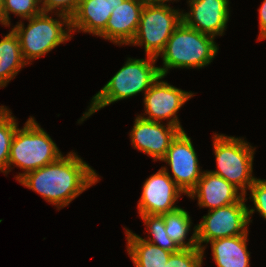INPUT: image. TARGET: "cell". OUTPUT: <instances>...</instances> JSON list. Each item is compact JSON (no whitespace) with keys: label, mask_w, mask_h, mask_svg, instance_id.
Returning <instances> with one entry per match:
<instances>
[{"label":"cell","mask_w":266,"mask_h":267,"mask_svg":"<svg viewBox=\"0 0 266 267\" xmlns=\"http://www.w3.org/2000/svg\"><path fill=\"white\" fill-rule=\"evenodd\" d=\"M80 0H40L42 12L57 13L71 17L77 10ZM42 4V5H41Z\"/></svg>","instance_id":"cell-26"},{"label":"cell","mask_w":266,"mask_h":267,"mask_svg":"<svg viewBox=\"0 0 266 267\" xmlns=\"http://www.w3.org/2000/svg\"><path fill=\"white\" fill-rule=\"evenodd\" d=\"M139 216L144 221L148 234L153 237L147 236V240L146 238L142 239L171 253H176L180 250V248L167 236L162 215L146 214Z\"/></svg>","instance_id":"cell-21"},{"label":"cell","mask_w":266,"mask_h":267,"mask_svg":"<svg viewBox=\"0 0 266 267\" xmlns=\"http://www.w3.org/2000/svg\"><path fill=\"white\" fill-rule=\"evenodd\" d=\"M124 0H96V2H105V3H122Z\"/></svg>","instance_id":"cell-29"},{"label":"cell","mask_w":266,"mask_h":267,"mask_svg":"<svg viewBox=\"0 0 266 267\" xmlns=\"http://www.w3.org/2000/svg\"><path fill=\"white\" fill-rule=\"evenodd\" d=\"M190 12L182 21L189 27L211 37L222 36L229 20V0H188Z\"/></svg>","instance_id":"cell-13"},{"label":"cell","mask_w":266,"mask_h":267,"mask_svg":"<svg viewBox=\"0 0 266 267\" xmlns=\"http://www.w3.org/2000/svg\"><path fill=\"white\" fill-rule=\"evenodd\" d=\"M163 221L165 223V231L167 236L180 248V249H190L199 247L196 236V226L193 228V234L187 239V235L190 231L192 220L188 212L179 207L178 209L162 214Z\"/></svg>","instance_id":"cell-20"},{"label":"cell","mask_w":266,"mask_h":267,"mask_svg":"<svg viewBox=\"0 0 266 267\" xmlns=\"http://www.w3.org/2000/svg\"><path fill=\"white\" fill-rule=\"evenodd\" d=\"M21 52L20 42L13 29L0 40V88L15 78L26 66Z\"/></svg>","instance_id":"cell-19"},{"label":"cell","mask_w":266,"mask_h":267,"mask_svg":"<svg viewBox=\"0 0 266 267\" xmlns=\"http://www.w3.org/2000/svg\"><path fill=\"white\" fill-rule=\"evenodd\" d=\"M125 229L127 253L135 267H164L171 252L149 243L139 235Z\"/></svg>","instance_id":"cell-18"},{"label":"cell","mask_w":266,"mask_h":267,"mask_svg":"<svg viewBox=\"0 0 266 267\" xmlns=\"http://www.w3.org/2000/svg\"><path fill=\"white\" fill-rule=\"evenodd\" d=\"M214 37L187 26L183 21L168 39L163 51L160 75L166 76L171 68H202L209 65L218 52Z\"/></svg>","instance_id":"cell-3"},{"label":"cell","mask_w":266,"mask_h":267,"mask_svg":"<svg viewBox=\"0 0 266 267\" xmlns=\"http://www.w3.org/2000/svg\"><path fill=\"white\" fill-rule=\"evenodd\" d=\"M16 121L9 109L5 108L0 113V171L6 175L11 142L18 128Z\"/></svg>","instance_id":"cell-22"},{"label":"cell","mask_w":266,"mask_h":267,"mask_svg":"<svg viewBox=\"0 0 266 267\" xmlns=\"http://www.w3.org/2000/svg\"><path fill=\"white\" fill-rule=\"evenodd\" d=\"M182 22V12L169 5H144L137 32L129 45L143 46L145 54L158 58L168 39Z\"/></svg>","instance_id":"cell-7"},{"label":"cell","mask_w":266,"mask_h":267,"mask_svg":"<svg viewBox=\"0 0 266 267\" xmlns=\"http://www.w3.org/2000/svg\"><path fill=\"white\" fill-rule=\"evenodd\" d=\"M40 0H4L1 24L4 26H11L10 13L19 16L23 19H29L42 12L39 6Z\"/></svg>","instance_id":"cell-23"},{"label":"cell","mask_w":266,"mask_h":267,"mask_svg":"<svg viewBox=\"0 0 266 267\" xmlns=\"http://www.w3.org/2000/svg\"><path fill=\"white\" fill-rule=\"evenodd\" d=\"M138 201L139 215H162L179 208L176 201L184 192L170 177L167 167H162L147 178Z\"/></svg>","instance_id":"cell-11"},{"label":"cell","mask_w":266,"mask_h":267,"mask_svg":"<svg viewBox=\"0 0 266 267\" xmlns=\"http://www.w3.org/2000/svg\"><path fill=\"white\" fill-rule=\"evenodd\" d=\"M146 5H167L166 3L172 0H142ZM175 1V0H173ZM177 1V0H176ZM166 2V3H165Z\"/></svg>","instance_id":"cell-28"},{"label":"cell","mask_w":266,"mask_h":267,"mask_svg":"<svg viewBox=\"0 0 266 267\" xmlns=\"http://www.w3.org/2000/svg\"><path fill=\"white\" fill-rule=\"evenodd\" d=\"M98 174L75 152L23 175L18 182L39 193L44 200L66 207L87 188L99 181Z\"/></svg>","instance_id":"cell-1"},{"label":"cell","mask_w":266,"mask_h":267,"mask_svg":"<svg viewBox=\"0 0 266 267\" xmlns=\"http://www.w3.org/2000/svg\"><path fill=\"white\" fill-rule=\"evenodd\" d=\"M203 251L199 247L172 253L164 267H202Z\"/></svg>","instance_id":"cell-24"},{"label":"cell","mask_w":266,"mask_h":267,"mask_svg":"<svg viewBox=\"0 0 266 267\" xmlns=\"http://www.w3.org/2000/svg\"><path fill=\"white\" fill-rule=\"evenodd\" d=\"M164 76H160L144 94L145 113L141 116L144 119L161 122L167 121L168 124L177 127L180 131L182 128L177 112L187 102L194 93L183 91L167 82L162 81ZM161 80V81H160ZM145 115H149L145 117Z\"/></svg>","instance_id":"cell-9"},{"label":"cell","mask_w":266,"mask_h":267,"mask_svg":"<svg viewBox=\"0 0 266 267\" xmlns=\"http://www.w3.org/2000/svg\"><path fill=\"white\" fill-rule=\"evenodd\" d=\"M217 170L210 172L233 184L246 196L257 179L252 176L254 150L244 138L216 134L213 136Z\"/></svg>","instance_id":"cell-6"},{"label":"cell","mask_w":266,"mask_h":267,"mask_svg":"<svg viewBox=\"0 0 266 267\" xmlns=\"http://www.w3.org/2000/svg\"><path fill=\"white\" fill-rule=\"evenodd\" d=\"M6 108V106L4 107L3 105L0 106V113Z\"/></svg>","instance_id":"cell-31"},{"label":"cell","mask_w":266,"mask_h":267,"mask_svg":"<svg viewBox=\"0 0 266 267\" xmlns=\"http://www.w3.org/2000/svg\"><path fill=\"white\" fill-rule=\"evenodd\" d=\"M161 161L170 166L173 174V177L171 175L170 177L186 196L202 177L203 171L200 169L197 153L185 131H180L172 140Z\"/></svg>","instance_id":"cell-10"},{"label":"cell","mask_w":266,"mask_h":267,"mask_svg":"<svg viewBox=\"0 0 266 267\" xmlns=\"http://www.w3.org/2000/svg\"><path fill=\"white\" fill-rule=\"evenodd\" d=\"M3 3H4V0H0V23H1V13H2V8H3Z\"/></svg>","instance_id":"cell-30"},{"label":"cell","mask_w":266,"mask_h":267,"mask_svg":"<svg viewBox=\"0 0 266 267\" xmlns=\"http://www.w3.org/2000/svg\"><path fill=\"white\" fill-rule=\"evenodd\" d=\"M62 155L49 134L31 116L13 136L7 174L12 165L21 168L24 172L16 176L18 181L23 175L57 161Z\"/></svg>","instance_id":"cell-4"},{"label":"cell","mask_w":266,"mask_h":267,"mask_svg":"<svg viewBox=\"0 0 266 267\" xmlns=\"http://www.w3.org/2000/svg\"><path fill=\"white\" fill-rule=\"evenodd\" d=\"M259 11V36L258 40L266 39V0L260 5Z\"/></svg>","instance_id":"cell-27"},{"label":"cell","mask_w":266,"mask_h":267,"mask_svg":"<svg viewBox=\"0 0 266 267\" xmlns=\"http://www.w3.org/2000/svg\"><path fill=\"white\" fill-rule=\"evenodd\" d=\"M250 199L254 204L253 208H248L249 222H252L251 216L256 211L266 220V179H256L249 187Z\"/></svg>","instance_id":"cell-25"},{"label":"cell","mask_w":266,"mask_h":267,"mask_svg":"<svg viewBox=\"0 0 266 267\" xmlns=\"http://www.w3.org/2000/svg\"><path fill=\"white\" fill-rule=\"evenodd\" d=\"M118 4L121 3L80 0L77 10L70 17L71 31L78 30L98 36L106 28L109 17Z\"/></svg>","instance_id":"cell-16"},{"label":"cell","mask_w":266,"mask_h":267,"mask_svg":"<svg viewBox=\"0 0 266 267\" xmlns=\"http://www.w3.org/2000/svg\"><path fill=\"white\" fill-rule=\"evenodd\" d=\"M54 15L59 19H53L49 16V12H41L26 19L29 22L26 27L21 21L13 26L12 29L19 38L22 56L27 65L32 64L31 60L44 56L61 43L72 39L70 17L57 12Z\"/></svg>","instance_id":"cell-5"},{"label":"cell","mask_w":266,"mask_h":267,"mask_svg":"<svg viewBox=\"0 0 266 267\" xmlns=\"http://www.w3.org/2000/svg\"><path fill=\"white\" fill-rule=\"evenodd\" d=\"M146 58H128L124 66L93 96L88 110L83 113L78 123L116 101L140 92L145 94L161 76L159 68L155 66L157 58L147 55Z\"/></svg>","instance_id":"cell-2"},{"label":"cell","mask_w":266,"mask_h":267,"mask_svg":"<svg viewBox=\"0 0 266 267\" xmlns=\"http://www.w3.org/2000/svg\"><path fill=\"white\" fill-rule=\"evenodd\" d=\"M144 5L142 0H124L118 4L98 36L117 45H129L137 32Z\"/></svg>","instance_id":"cell-14"},{"label":"cell","mask_w":266,"mask_h":267,"mask_svg":"<svg viewBox=\"0 0 266 267\" xmlns=\"http://www.w3.org/2000/svg\"><path fill=\"white\" fill-rule=\"evenodd\" d=\"M179 132L177 127L168 123L163 125V122L147 120L137 115L130 138L135 149L149 155L153 161H161Z\"/></svg>","instance_id":"cell-12"},{"label":"cell","mask_w":266,"mask_h":267,"mask_svg":"<svg viewBox=\"0 0 266 267\" xmlns=\"http://www.w3.org/2000/svg\"><path fill=\"white\" fill-rule=\"evenodd\" d=\"M248 232L245 235L209 241L217 267H250L247 251Z\"/></svg>","instance_id":"cell-17"},{"label":"cell","mask_w":266,"mask_h":267,"mask_svg":"<svg viewBox=\"0 0 266 267\" xmlns=\"http://www.w3.org/2000/svg\"><path fill=\"white\" fill-rule=\"evenodd\" d=\"M246 196L239 202L225 207L209 210L196 225V236L199 248L204 251L203 243L225 238L245 235L248 232L249 217L248 207L245 204Z\"/></svg>","instance_id":"cell-8"},{"label":"cell","mask_w":266,"mask_h":267,"mask_svg":"<svg viewBox=\"0 0 266 267\" xmlns=\"http://www.w3.org/2000/svg\"><path fill=\"white\" fill-rule=\"evenodd\" d=\"M188 196L191 199L198 198L199 207L213 210L239 202L244 194L224 178L210 171H203L202 177Z\"/></svg>","instance_id":"cell-15"}]
</instances>
